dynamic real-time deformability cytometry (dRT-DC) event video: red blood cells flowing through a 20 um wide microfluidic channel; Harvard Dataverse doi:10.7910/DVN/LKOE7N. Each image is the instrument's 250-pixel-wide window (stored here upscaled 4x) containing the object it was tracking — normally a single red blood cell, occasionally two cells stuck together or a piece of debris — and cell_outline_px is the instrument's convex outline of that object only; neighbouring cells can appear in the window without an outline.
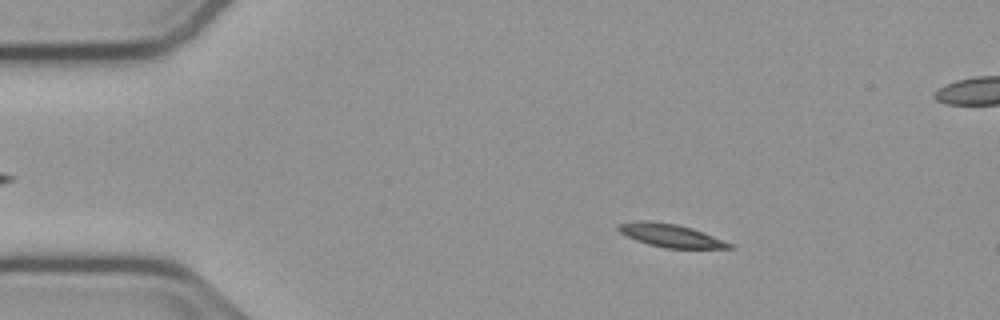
{"species": "common noctule bat (a hibernating species)", "species_latin": "Nyctalus noctula", "temperature_condition": "cold", "stored_images_in_passage": 46, "camera_frame_rate_fps": 3000, "um_per_image_px": 0.085, "animal": {"sex": "male", "body_mass_g": 23.1, "forearm_length_mm": 52.7}, "frame": {"image": 1, "passage_image": 9, "time_ms": 2.667, "image_size_px": [1000, 320], "cell_outline_px": [[736, 248], [664, 248], [648, 244], [636, 240], [620, 232], [616, 228], [620, 224], [640, 220], [648, 220], [676, 224], [692, 228], [732, 244]], "centroid_in_image_um": [56.98, 20.02], "position_along_channel_um": 28.0, "area_um2": 14.68}}
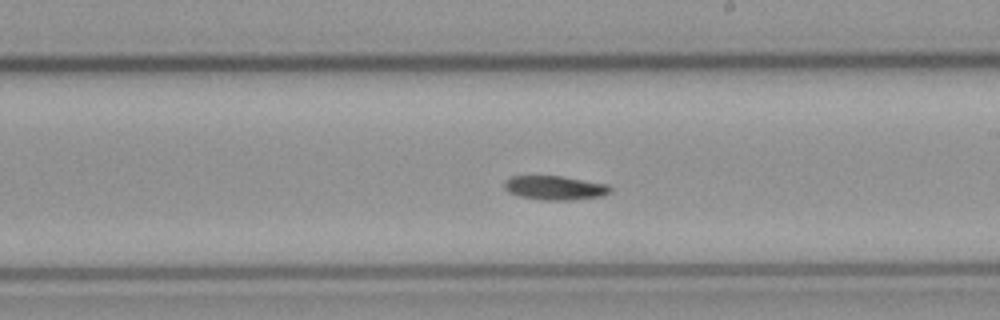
{"frame": {"image": 2, "passage_image": 31, "time_ms": 10.0, "image_size_px": [1000, 320], "cell_outline_px": [[612, 192], [600, 196], [572, 200], [540, 200], [520, 196], [508, 192], [504, 188], [504, 180], [512, 176], [560, 176], [608, 184], [612, 188]], "centroid_in_image_um": [47.16, 15.97], "position_along_channel_um": 241.8, "area_um2": 14.91}}
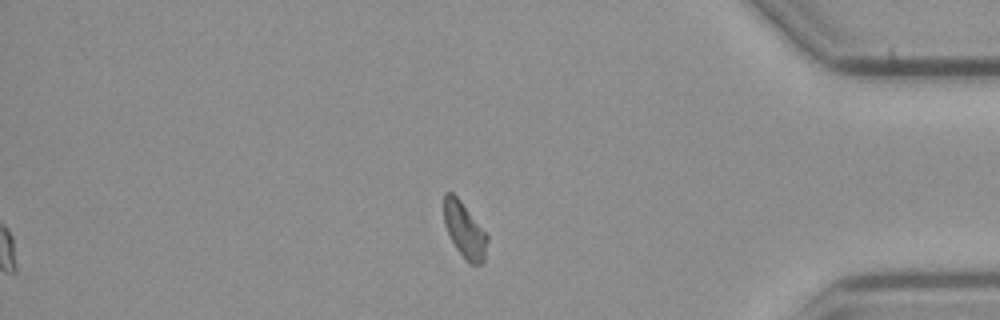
{"frame": {"image": 3, "passage_image": 46, "time_ms": 15.0, "image_size_px": [1000, 320], "cell_outline_px": [[488, 240], [484, 260], [480, 264], [472, 264], [456, 248], [444, 224], [444, 192], [452, 192], [460, 200], [488, 236]], "centroid_in_image_um": [39.48, 19.54], "position_along_channel_um": 395.7, "area_um2": 13.58}, "authors_computed_cell_mechanics": {"area_um2": 14.9702, "velocity_mm_per_s": 3.7397, "shape_relaxation_time_tau1_ms": 5.2164, "shape_relaxation_time_tau2_ms": null, "deformation_change_tau1": 0.1338, "deformation_change_tau2": null}}